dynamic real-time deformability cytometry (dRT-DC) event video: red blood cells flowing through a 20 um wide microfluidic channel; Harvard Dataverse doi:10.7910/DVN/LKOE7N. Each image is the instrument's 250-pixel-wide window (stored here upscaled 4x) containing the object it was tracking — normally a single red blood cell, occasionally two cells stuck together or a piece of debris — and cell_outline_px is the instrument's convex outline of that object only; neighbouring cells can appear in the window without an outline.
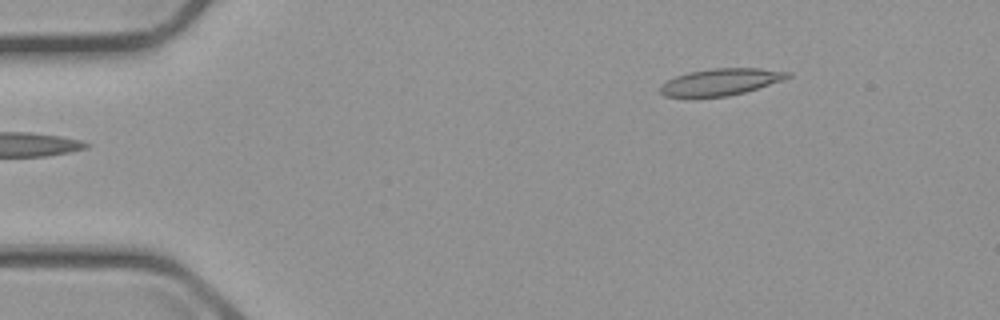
{"species": "common noctule bat (a hibernating species)", "species_latin": "Nyctalus noctula", "temperature_condition": "cold", "stored_images_in_passage": 3, "camera_frame_rate_fps": 3000, "um_per_image_px": 0.085, "animal": {"sex": "male", "body_mass_g": 23.1, "forearm_length_mm": 52.7}, "frame": {"image": 1, "passage_image": 3, "time_ms": 2.333, "image_size_px": [1000, 320], "cell_outline_px": [[792, 76], [784, 80], [744, 92], [728, 96], [664, 96], [660, 92], [660, 84], [676, 76], [688, 72], [712, 68], [760, 68], [792, 72]], "centroid_in_image_um": [61.3, 6.94], "position_along_channel_um": 23.7, "area_um2": 19.77}}